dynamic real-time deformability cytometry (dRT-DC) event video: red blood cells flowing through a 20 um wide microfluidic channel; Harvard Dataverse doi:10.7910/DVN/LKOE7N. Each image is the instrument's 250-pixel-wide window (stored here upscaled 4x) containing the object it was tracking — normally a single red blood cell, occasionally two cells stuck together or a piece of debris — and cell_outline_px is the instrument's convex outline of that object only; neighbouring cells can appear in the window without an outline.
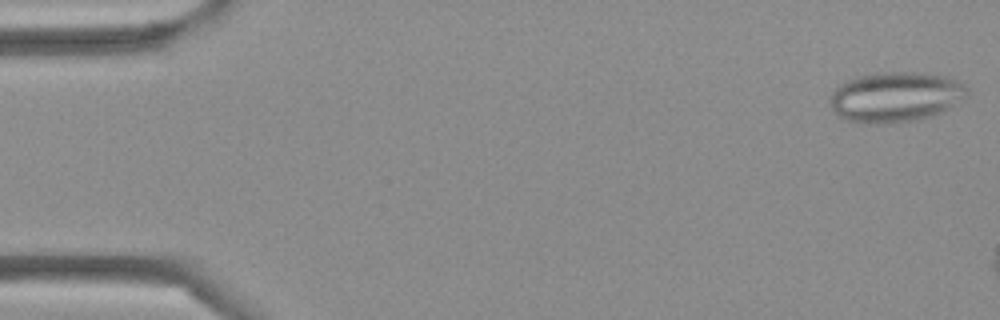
{"species": "Egyptian fruit bat (a non-hibernating species)", "species_latin": "Rousettus aegyptiacus", "temperature_condition": "cold", "stored_images_in_passage": 4, "camera_frame_rate_fps": 3000, "um_per_image_px": 0.085, "frame": {"image": 1, "passage_image": 1, "time_ms": 0.0, "image_size_px": [1000, 320], "cell_outline_px": [[968, 96], [940, 112], [932, 116], [916, 120], [892, 124], [860, 124], [848, 120], [840, 116], [832, 108], [828, 100], [832, 92], [840, 84], [856, 76], [876, 72], [916, 72], [944, 76], [956, 80], [964, 84], [968, 88]], "centroid_in_image_um": [76.09, 8.25], "position_along_channel_um": 8.9, "area_um2": 40.4}}